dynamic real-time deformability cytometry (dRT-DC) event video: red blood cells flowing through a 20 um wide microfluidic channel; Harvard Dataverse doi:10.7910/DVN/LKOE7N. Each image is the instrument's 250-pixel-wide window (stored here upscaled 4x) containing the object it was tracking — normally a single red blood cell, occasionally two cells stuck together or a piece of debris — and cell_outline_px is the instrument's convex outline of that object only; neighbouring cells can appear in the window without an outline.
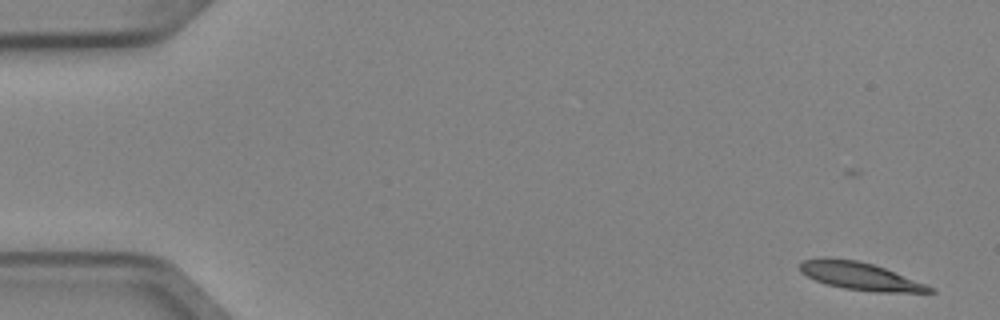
{"species": "Egyptian fruit bat (a non-hibernating species)", "species_latin": "Rousettus aegyptiacus", "temperature_condition": "cold", "stored_images_in_passage": 5, "camera_frame_rate_fps": 3000, "um_per_image_px": 0.085, "animal": {"sex": "female"}, "frame": {"image": 1, "passage_image": 1, "time_ms": 0.0, "image_size_px": [1000, 320], "cell_outline_px": [[936, 292], [876, 292], [844, 288], [828, 284], [816, 280], [800, 272], [800, 264], [804, 260], [824, 256], [828, 256], [856, 260], [872, 264], [884, 268], [928, 284], [936, 288]], "centroid_in_image_um": [73.13, 23.46], "position_along_channel_um": 11.9, "area_um2": 20.98}}
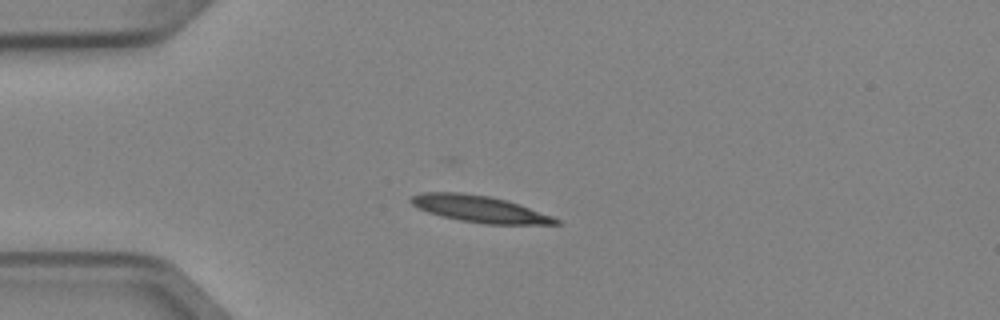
{"frame": {"image": 2, "passage_image": 4, "time_ms": 1.0, "image_size_px": [1000, 320], "cell_outline_px": [[560, 224], [484, 224], [460, 220], [428, 212], [412, 204], [408, 200], [412, 196], [420, 192], [460, 192], [488, 196], [504, 200], [552, 216], [560, 220]], "centroid_in_image_um": [40.72, 17.76], "position_along_channel_um": 44.3, "area_um2": 22.02}}